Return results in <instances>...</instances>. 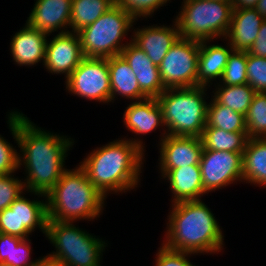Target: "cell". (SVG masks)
I'll return each mask as SVG.
<instances>
[{
	"instance_id": "obj_3",
	"label": "cell",
	"mask_w": 266,
	"mask_h": 266,
	"mask_svg": "<svg viewBox=\"0 0 266 266\" xmlns=\"http://www.w3.org/2000/svg\"><path fill=\"white\" fill-rule=\"evenodd\" d=\"M171 206L163 240L167 248L194 255L221 252L224 235L220 224L202 200L181 201Z\"/></svg>"
},
{
	"instance_id": "obj_21",
	"label": "cell",
	"mask_w": 266,
	"mask_h": 266,
	"mask_svg": "<svg viewBox=\"0 0 266 266\" xmlns=\"http://www.w3.org/2000/svg\"><path fill=\"white\" fill-rule=\"evenodd\" d=\"M263 21L254 8L233 9L226 41L233 50L248 52L258 36Z\"/></svg>"
},
{
	"instance_id": "obj_40",
	"label": "cell",
	"mask_w": 266,
	"mask_h": 266,
	"mask_svg": "<svg viewBox=\"0 0 266 266\" xmlns=\"http://www.w3.org/2000/svg\"><path fill=\"white\" fill-rule=\"evenodd\" d=\"M254 9L264 20H266V0H259Z\"/></svg>"
},
{
	"instance_id": "obj_17",
	"label": "cell",
	"mask_w": 266,
	"mask_h": 266,
	"mask_svg": "<svg viewBox=\"0 0 266 266\" xmlns=\"http://www.w3.org/2000/svg\"><path fill=\"white\" fill-rule=\"evenodd\" d=\"M173 22L172 27L153 24V26L137 28L133 31V37L131 36V41L143 50L156 66L161 64L169 49L180 37L177 23L175 20Z\"/></svg>"
},
{
	"instance_id": "obj_12",
	"label": "cell",
	"mask_w": 266,
	"mask_h": 266,
	"mask_svg": "<svg viewBox=\"0 0 266 266\" xmlns=\"http://www.w3.org/2000/svg\"><path fill=\"white\" fill-rule=\"evenodd\" d=\"M243 153L207 150L203 147L200 158L201 178L208 194L237 181L243 182Z\"/></svg>"
},
{
	"instance_id": "obj_6",
	"label": "cell",
	"mask_w": 266,
	"mask_h": 266,
	"mask_svg": "<svg viewBox=\"0 0 266 266\" xmlns=\"http://www.w3.org/2000/svg\"><path fill=\"white\" fill-rule=\"evenodd\" d=\"M73 223L47 222L45 236L56 251L46 256L59 266H101V255L107 243Z\"/></svg>"
},
{
	"instance_id": "obj_28",
	"label": "cell",
	"mask_w": 266,
	"mask_h": 266,
	"mask_svg": "<svg viewBox=\"0 0 266 266\" xmlns=\"http://www.w3.org/2000/svg\"><path fill=\"white\" fill-rule=\"evenodd\" d=\"M206 124L227 132H247L245 116L218 104L213 98L207 106Z\"/></svg>"
},
{
	"instance_id": "obj_16",
	"label": "cell",
	"mask_w": 266,
	"mask_h": 266,
	"mask_svg": "<svg viewBox=\"0 0 266 266\" xmlns=\"http://www.w3.org/2000/svg\"><path fill=\"white\" fill-rule=\"evenodd\" d=\"M71 6L72 0H36L26 22L48 35L58 30L59 33L71 32L67 29L70 28Z\"/></svg>"
},
{
	"instance_id": "obj_34",
	"label": "cell",
	"mask_w": 266,
	"mask_h": 266,
	"mask_svg": "<svg viewBox=\"0 0 266 266\" xmlns=\"http://www.w3.org/2000/svg\"><path fill=\"white\" fill-rule=\"evenodd\" d=\"M161 245L156 254L155 266H196L188 259L192 253L169 249L163 243Z\"/></svg>"
},
{
	"instance_id": "obj_32",
	"label": "cell",
	"mask_w": 266,
	"mask_h": 266,
	"mask_svg": "<svg viewBox=\"0 0 266 266\" xmlns=\"http://www.w3.org/2000/svg\"><path fill=\"white\" fill-rule=\"evenodd\" d=\"M12 174L0 175V212L9 208L26 190L24 181L14 177Z\"/></svg>"
},
{
	"instance_id": "obj_5",
	"label": "cell",
	"mask_w": 266,
	"mask_h": 266,
	"mask_svg": "<svg viewBox=\"0 0 266 266\" xmlns=\"http://www.w3.org/2000/svg\"><path fill=\"white\" fill-rule=\"evenodd\" d=\"M206 89L204 86L169 88L157 98L165 129L161 140L166 135L202 136L207 122Z\"/></svg>"
},
{
	"instance_id": "obj_2",
	"label": "cell",
	"mask_w": 266,
	"mask_h": 266,
	"mask_svg": "<svg viewBox=\"0 0 266 266\" xmlns=\"http://www.w3.org/2000/svg\"><path fill=\"white\" fill-rule=\"evenodd\" d=\"M120 139L97 147L79 164L105 198L111 192L131 191L140 181L145 161L143 141L138 138Z\"/></svg>"
},
{
	"instance_id": "obj_42",
	"label": "cell",
	"mask_w": 266,
	"mask_h": 266,
	"mask_svg": "<svg viewBox=\"0 0 266 266\" xmlns=\"http://www.w3.org/2000/svg\"><path fill=\"white\" fill-rule=\"evenodd\" d=\"M109 1L112 5H117L119 0H107Z\"/></svg>"
},
{
	"instance_id": "obj_14",
	"label": "cell",
	"mask_w": 266,
	"mask_h": 266,
	"mask_svg": "<svg viewBox=\"0 0 266 266\" xmlns=\"http://www.w3.org/2000/svg\"><path fill=\"white\" fill-rule=\"evenodd\" d=\"M159 168L176 169L199 165L203 150L201 137L166 135L159 144Z\"/></svg>"
},
{
	"instance_id": "obj_11",
	"label": "cell",
	"mask_w": 266,
	"mask_h": 266,
	"mask_svg": "<svg viewBox=\"0 0 266 266\" xmlns=\"http://www.w3.org/2000/svg\"><path fill=\"white\" fill-rule=\"evenodd\" d=\"M22 193L10 206L0 212V233L28 238L36 228L46 234V200H30Z\"/></svg>"
},
{
	"instance_id": "obj_9",
	"label": "cell",
	"mask_w": 266,
	"mask_h": 266,
	"mask_svg": "<svg viewBox=\"0 0 266 266\" xmlns=\"http://www.w3.org/2000/svg\"><path fill=\"white\" fill-rule=\"evenodd\" d=\"M200 41L179 37L158 66L165 89L197 86Z\"/></svg>"
},
{
	"instance_id": "obj_44",
	"label": "cell",
	"mask_w": 266,
	"mask_h": 266,
	"mask_svg": "<svg viewBox=\"0 0 266 266\" xmlns=\"http://www.w3.org/2000/svg\"><path fill=\"white\" fill-rule=\"evenodd\" d=\"M0 266H13V265L0 263Z\"/></svg>"
},
{
	"instance_id": "obj_20",
	"label": "cell",
	"mask_w": 266,
	"mask_h": 266,
	"mask_svg": "<svg viewBox=\"0 0 266 266\" xmlns=\"http://www.w3.org/2000/svg\"><path fill=\"white\" fill-rule=\"evenodd\" d=\"M124 111L123 119L127 130L137 135H146L164 127L162 108L157 98H145L133 101Z\"/></svg>"
},
{
	"instance_id": "obj_18",
	"label": "cell",
	"mask_w": 266,
	"mask_h": 266,
	"mask_svg": "<svg viewBox=\"0 0 266 266\" xmlns=\"http://www.w3.org/2000/svg\"><path fill=\"white\" fill-rule=\"evenodd\" d=\"M48 36L26 22L25 26L15 33L10 43V53L15 64L30 67L41 63V60L44 63Z\"/></svg>"
},
{
	"instance_id": "obj_23",
	"label": "cell",
	"mask_w": 266,
	"mask_h": 266,
	"mask_svg": "<svg viewBox=\"0 0 266 266\" xmlns=\"http://www.w3.org/2000/svg\"><path fill=\"white\" fill-rule=\"evenodd\" d=\"M110 73L111 102L115 101L118 95L132 101H139L147 98L140 90L138 81L130 65L121 55L108 58ZM117 95V97H116Z\"/></svg>"
},
{
	"instance_id": "obj_13",
	"label": "cell",
	"mask_w": 266,
	"mask_h": 266,
	"mask_svg": "<svg viewBox=\"0 0 266 266\" xmlns=\"http://www.w3.org/2000/svg\"><path fill=\"white\" fill-rule=\"evenodd\" d=\"M80 37L76 32L58 33L47 41L44 66L48 73L64 74L66 78L83 60Z\"/></svg>"
},
{
	"instance_id": "obj_30",
	"label": "cell",
	"mask_w": 266,
	"mask_h": 266,
	"mask_svg": "<svg viewBox=\"0 0 266 266\" xmlns=\"http://www.w3.org/2000/svg\"><path fill=\"white\" fill-rule=\"evenodd\" d=\"M247 52L233 50L219 83L226 86L247 84Z\"/></svg>"
},
{
	"instance_id": "obj_1",
	"label": "cell",
	"mask_w": 266,
	"mask_h": 266,
	"mask_svg": "<svg viewBox=\"0 0 266 266\" xmlns=\"http://www.w3.org/2000/svg\"><path fill=\"white\" fill-rule=\"evenodd\" d=\"M7 119L12 137L20 148L18 168L24 165L27 174L25 189L46 200L45 195L67 170L64 168L65 157L74 140L39 128L18 111L9 112Z\"/></svg>"
},
{
	"instance_id": "obj_43",
	"label": "cell",
	"mask_w": 266,
	"mask_h": 266,
	"mask_svg": "<svg viewBox=\"0 0 266 266\" xmlns=\"http://www.w3.org/2000/svg\"><path fill=\"white\" fill-rule=\"evenodd\" d=\"M219 1H224V2L232 3L233 0H219Z\"/></svg>"
},
{
	"instance_id": "obj_4",
	"label": "cell",
	"mask_w": 266,
	"mask_h": 266,
	"mask_svg": "<svg viewBox=\"0 0 266 266\" xmlns=\"http://www.w3.org/2000/svg\"><path fill=\"white\" fill-rule=\"evenodd\" d=\"M45 197L48 221L59 222L97 220L106 199L79 165L67 169Z\"/></svg>"
},
{
	"instance_id": "obj_10",
	"label": "cell",
	"mask_w": 266,
	"mask_h": 266,
	"mask_svg": "<svg viewBox=\"0 0 266 266\" xmlns=\"http://www.w3.org/2000/svg\"><path fill=\"white\" fill-rule=\"evenodd\" d=\"M65 83L67 91L78 97L104 104L111 102L108 58L84 57Z\"/></svg>"
},
{
	"instance_id": "obj_25",
	"label": "cell",
	"mask_w": 266,
	"mask_h": 266,
	"mask_svg": "<svg viewBox=\"0 0 266 266\" xmlns=\"http://www.w3.org/2000/svg\"><path fill=\"white\" fill-rule=\"evenodd\" d=\"M201 138L203 147L207 150L234 153H243L248 140L247 132H227L207 124Z\"/></svg>"
},
{
	"instance_id": "obj_26",
	"label": "cell",
	"mask_w": 266,
	"mask_h": 266,
	"mask_svg": "<svg viewBox=\"0 0 266 266\" xmlns=\"http://www.w3.org/2000/svg\"><path fill=\"white\" fill-rule=\"evenodd\" d=\"M213 99L220 105L231 108L233 111L246 116L255 90L249 84L226 86L216 83Z\"/></svg>"
},
{
	"instance_id": "obj_19",
	"label": "cell",
	"mask_w": 266,
	"mask_h": 266,
	"mask_svg": "<svg viewBox=\"0 0 266 266\" xmlns=\"http://www.w3.org/2000/svg\"><path fill=\"white\" fill-rule=\"evenodd\" d=\"M161 177L169 182L172 192V204L181 201L201 200L206 194L203 189L200 165L159 169Z\"/></svg>"
},
{
	"instance_id": "obj_36",
	"label": "cell",
	"mask_w": 266,
	"mask_h": 266,
	"mask_svg": "<svg viewBox=\"0 0 266 266\" xmlns=\"http://www.w3.org/2000/svg\"><path fill=\"white\" fill-rule=\"evenodd\" d=\"M31 240L22 239L17 246H13L12 265L13 266H32L40 259L31 260Z\"/></svg>"
},
{
	"instance_id": "obj_24",
	"label": "cell",
	"mask_w": 266,
	"mask_h": 266,
	"mask_svg": "<svg viewBox=\"0 0 266 266\" xmlns=\"http://www.w3.org/2000/svg\"><path fill=\"white\" fill-rule=\"evenodd\" d=\"M242 179L266 187V138H248L243 151Z\"/></svg>"
},
{
	"instance_id": "obj_15",
	"label": "cell",
	"mask_w": 266,
	"mask_h": 266,
	"mask_svg": "<svg viewBox=\"0 0 266 266\" xmlns=\"http://www.w3.org/2000/svg\"><path fill=\"white\" fill-rule=\"evenodd\" d=\"M126 43L120 55L130 65L141 92L147 98H158L166 90L162 84L158 66L131 40Z\"/></svg>"
},
{
	"instance_id": "obj_37",
	"label": "cell",
	"mask_w": 266,
	"mask_h": 266,
	"mask_svg": "<svg viewBox=\"0 0 266 266\" xmlns=\"http://www.w3.org/2000/svg\"><path fill=\"white\" fill-rule=\"evenodd\" d=\"M21 240L20 237L0 233V263L12 265L13 246Z\"/></svg>"
},
{
	"instance_id": "obj_22",
	"label": "cell",
	"mask_w": 266,
	"mask_h": 266,
	"mask_svg": "<svg viewBox=\"0 0 266 266\" xmlns=\"http://www.w3.org/2000/svg\"><path fill=\"white\" fill-rule=\"evenodd\" d=\"M208 43L209 41H200L197 86L210 87L216 79L220 81L228 57L233 51L229 43L225 47L219 44L208 45Z\"/></svg>"
},
{
	"instance_id": "obj_7",
	"label": "cell",
	"mask_w": 266,
	"mask_h": 266,
	"mask_svg": "<svg viewBox=\"0 0 266 266\" xmlns=\"http://www.w3.org/2000/svg\"><path fill=\"white\" fill-rule=\"evenodd\" d=\"M175 21L179 36L197 41H213L226 37L233 5L219 0H183Z\"/></svg>"
},
{
	"instance_id": "obj_39",
	"label": "cell",
	"mask_w": 266,
	"mask_h": 266,
	"mask_svg": "<svg viewBox=\"0 0 266 266\" xmlns=\"http://www.w3.org/2000/svg\"><path fill=\"white\" fill-rule=\"evenodd\" d=\"M259 0H233V9L254 8Z\"/></svg>"
},
{
	"instance_id": "obj_31",
	"label": "cell",
	"mask_w": 266,
	"mask_h": 266,
	"mask_svg": "<svg viewBox=\"0 0 266 266\" xmlns=\"http://www.w3.org/2000/svg\"><path fill=\"white\" fill-rule=\"evenodd\" d=\"M247 84L256 93H266V58L247 52Z\"/></svg>"
},
{
	"instance_id": "obj_29",
	"label": "cell",
	"mask_w": 266,
	"mask_h": 266,
	"mask_svg": "<svg viewBox=\"0 0 266 266\" xmlns=\"http://www.w3.org/2000/svg\"><path fill=\"white\" fill-rule=\"evenodd\" d=\"M248 138H266V93H256L245 116Z\"/></svg>"
},
{
	"instance_id": "obj_33",
	"label": "cell",
	"mask_w": 266,
	"mask_h": 266,
	"mask_svg": "<svg viewBox=\"0 0 266 266\" xmlns=\"http://www.w3.org/2000/svg\"><path fill=\"white\" fill-rule=\"evenodd\" d=\"M170 0H119L118 5L128 11L136 21L138 18L152 17L154 11L163 7Z\"/></svg>"
},
{
	"instance_id": "obj_27",
	"label": "cell",
	"mask_w": 266,
	"mask_h": 266,
	"mask_svg": "<svg viewBox=\"0 0 266 266\" xmlns=\"http://www.w3.org/2000/svg\"><path fill=\"white\" fill-rule=\"evenodd\" d=\"M113 5L107 0H72L70 28L78 32L99 19Z\"/></svg>"
},
{
	"instance_id": "obj_41",
	"label": "cell",
	"mask_w": 266,
	"mask_h": 266,
	"mask_svg": "<svg viewBox=\"0 0 266 266\" xmlns=\"http://www.w3.org/2000/svg\"><path fill=\"white\" fill-rule=\"evenodd\" d=\"M32 266H59L55 261H52L47 256H43L40 260Z\"/></svg>"
},
{
	"instance_id": "obj_8",
	"label": "cell",
	"mask_w": 266,
	"mask_h": 266,
	"mask_svg": "<svg viewBox=\"0 0 266 266\" xmlns=\"http://www.w3.org/2000/svg\"><path fill=\"white\" fill-rule=\"evenodd\" d=\"M136 19L121 6L113 5L91 25L78 31L84 57L110 58L120 55L121 43Z\"/></svg>"
},
{
	"instance_id": "obj_35",
	"label": "cell",
	"mask_w": 266,
	"mask_h": 266,
	"mask_svg": "<svg viewBox=\"0 0 266 266\" xmlns=\"http://www.w3.org/2000/svg\"><path fill=\"white\" fill-rule=\"evenodd\" d=\"M18 168V152L0 134V175L15 173Z\"/></svg>"
},
{
	"instance_id": "obj_38",
	"label": "cell",
	"mask_w": 266,
	"mask_h": 266,
	"mask_svg": "<svg viewBox=\"0 0 266 266\" xmlns=\"http://www.w3.org/2000/svg\"><path fill=\"white\" fill-rule=\"evenodd\" d=\"M248 53L253 56L266 58V20L261 24L258 36L254 41Z\"/></svg>"
}]
</instances>
